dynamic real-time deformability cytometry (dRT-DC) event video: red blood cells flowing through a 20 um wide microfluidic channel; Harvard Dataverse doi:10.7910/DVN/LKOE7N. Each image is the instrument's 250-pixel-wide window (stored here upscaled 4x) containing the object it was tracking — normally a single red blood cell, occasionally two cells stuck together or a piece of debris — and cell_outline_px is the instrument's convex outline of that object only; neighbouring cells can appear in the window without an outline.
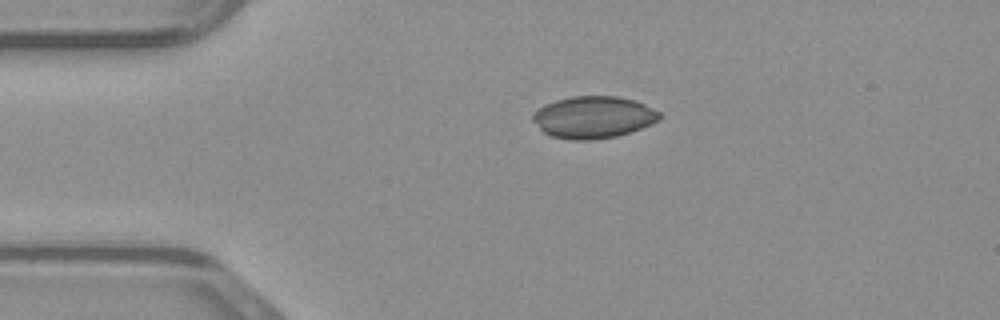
{"species": "common noctule bat (a hibernating species)", "species_latin": "Nyctalus noctula", "temperature_condition": "warm", "stored_images_in_passage": 39, "camera_frame_rate_fps": 3000, "um_per_image_px": 0.085, "animal": {"sex": "male", "body_mass_g": 23.1, "forearm_length_mm": 52.7}, "frame": {"image": 1, "passage_image": 1, "time_ms": 0.0, "image_size_px": [1000, 320], "cell_outline_px": [[660, 120], [640, 128], [616, 136], [596, 140], [568, 140], [552, 136], [544, 132], [532, 120], [532, 112], [544, 104], [556, 100], [572, 96], [616, 96], [636, 100], [660, 112]], "centroid_in_image_um": [50.41, 9.96], "position_along_channel_um": 34.6, "area_um2": 31.1}}
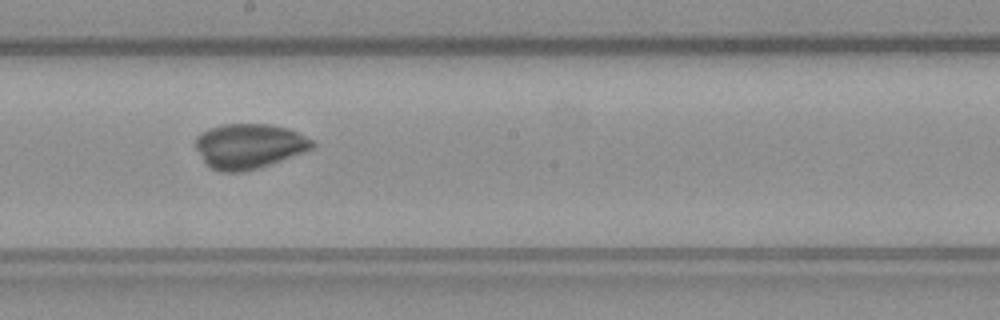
{"frame": {"image": 2, "passage_image": 17, "time_ms": 5.333, "image_size_px": [1000, 320], "cell_outline_px": [[316, 144], [312, 148], [304, 152], [244, 172], [220, 172], [212, 168], [204, 160], [196, 148], [196, 136], [200, 132], [208, 128], [224, 124], [268, 124], [288, 128], [312, 140]], "centroid_in_image_um": [21.15, 12.4], "position_along_channel_um": 227.1, "area_um2": 30.23}}
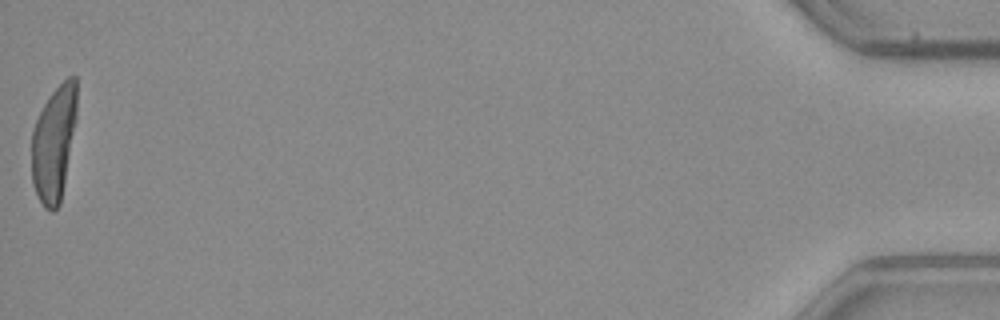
{"frame": {"image": 3, "passage_image": 39, "time_ms": 12.667, "image_size_px": [1000, 320], "cell_outline_px": [[76, 120], [60, 204], [52, 212], [44, 208], [32, 184], [32, 132], [36, 120], [48, 96], [68, 76], [76, 76]], "centroid_in_image_um": [4.57, 12.17], "position_along_channel_um": 430.6, "area_um2": 30.06}}